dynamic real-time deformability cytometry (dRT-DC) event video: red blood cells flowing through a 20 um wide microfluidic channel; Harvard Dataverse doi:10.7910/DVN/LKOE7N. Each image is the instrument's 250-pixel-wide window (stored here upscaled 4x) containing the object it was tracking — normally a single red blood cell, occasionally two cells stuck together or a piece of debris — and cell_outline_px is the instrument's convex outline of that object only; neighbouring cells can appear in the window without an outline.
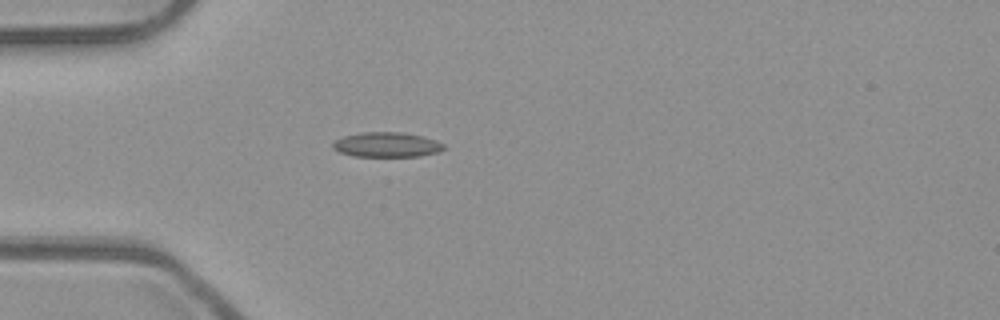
{"species": "common noctule bat (a hibernating species)", "species_latin": "Nyctalus noctula", "temperature_condition": "room temperature", "stored_images_in_passage": 38, "camera_frame_rate_fps": 3000, "um_per_image_px": 0.085, "animal": {"sex": "male", "body_mass_g": 23.1, "forearm_length_mm": 52.7}, "frame": {"image": 1, "passage_image": 1, "time_ms": 0.0, "image_size_px": [1000, 320], "cell_outline_px": [[444, 148], [440, 152], [420, 156], [352, 156], [340, 152], [332, 148], [332, 144], [336, 140], [344, 136], [360, 132], [404, 132], [424, 136], [436, 140], [444, 144]], "centroid_in_image_um": [32.9, 12.29], "position_along_channel_um": 52.1, "area_um2": 16.18}}
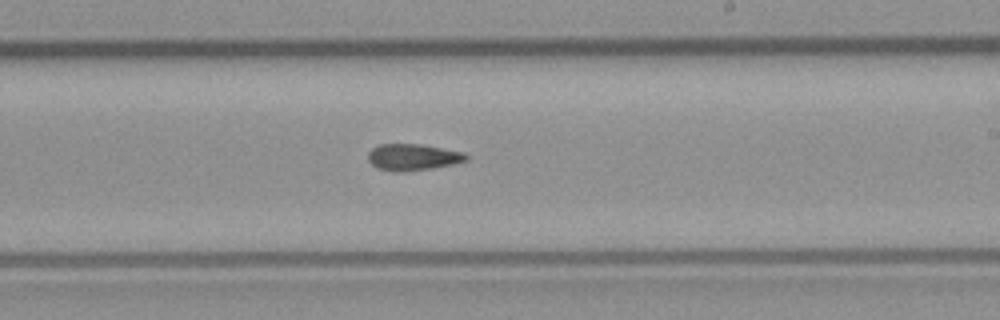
{"frame": {"image": 2, "passage_image": 17, "time_ms": 5.333, "image_size_px": [1000, 320], "cell_outline_px": [[468, 160], [452, 164], [432, 168], [400, 172], [376, 168], [368, 160], [368, 152], [372, 148], [380, 144], [420, 144], [464, 152], [468, 156]], "centroid_in_image_um": [35.08, 13.35], "position_along_channel_um": 253.9, "area_um2": 15.09}}
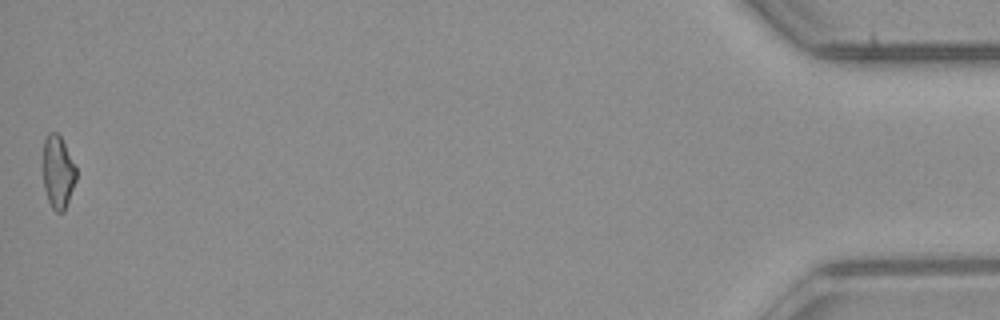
{"frame": {"image": 3, "passage_image": 38, "time_ms": 12.333, "image_size_px": [1000, 320], "cell_outline_px": [[76, 180], [64, 212], [56, 212], [52, 208], [48, 200], [44, 188], [44, 140], [48, 132], [56, 132], [60, 136], [76, 168]], "centroid_in_image_um": [4.93, 14.64], "position_along_channel_um": 430.3, "area_um2": 13.81}}